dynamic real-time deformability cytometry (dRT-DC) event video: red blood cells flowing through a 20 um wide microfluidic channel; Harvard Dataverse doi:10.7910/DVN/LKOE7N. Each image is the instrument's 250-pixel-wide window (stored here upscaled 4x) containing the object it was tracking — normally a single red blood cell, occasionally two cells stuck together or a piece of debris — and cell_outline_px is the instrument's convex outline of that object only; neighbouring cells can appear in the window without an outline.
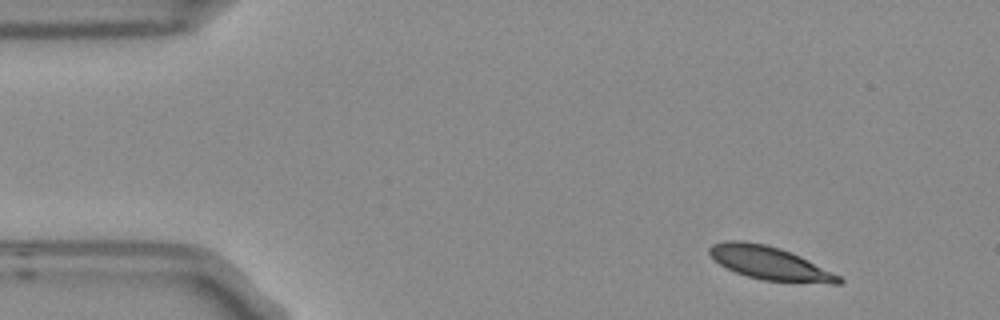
{"species": "Egyptian fruit bat (a non-hibernating species)", "species_latin": "Rousettus aegyptiacus", "temperature_condition": "room temperature", "stored_images_in_passage": 8, "camera_frame_rate_fps": 3000, "um_per_image_px": 0.085, "frame": {"image": 1, "passage_image": 1, "time_ms": 0.0, "image_size_px": [1000, 320], "cell_outline_px": [[844, 280], [840, 284], [832, 284], [764, 280], [748, 276], [736, 272], [720, 264], [708, 252], [708, 248], [712, 244], [724, 240], [740, 240], [764, 244], [780, 248], [800, 256], [840, 276]], "centroid_in_image_um": [65.42, 22.36], "position_along_channel_um": 19.6, "area_um2": 24.8}}
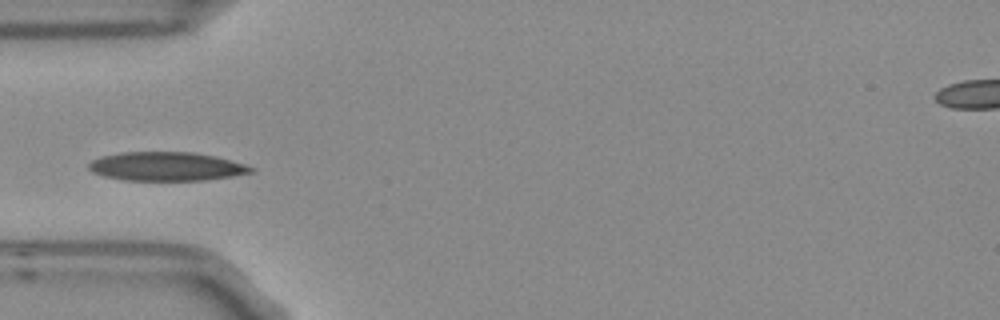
{"frame": {"image": 2, "passage_image": 4, "time_ms": 1.0, "image_size_px": [1000, 320], "cell_outline_px": [[256, 168], [252, 172], [232, 176], [204, 180], [124, 180], [104, 176], [92, 172], [88, 168], [88, 164], [92, 160], [100, 156], [120, 152], [196, 152], [216, 156], [244, 164]], "centroid_in_image_um": [14.12, 14.14], "position_along_channel_um": 70.9, "area_um2": 27.28}}
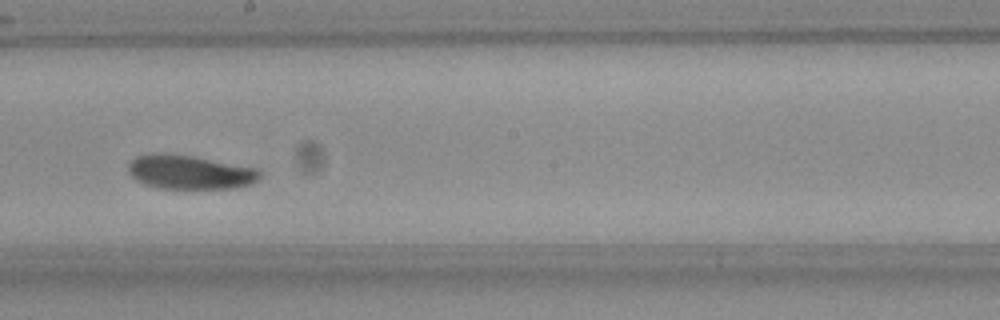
{"frame": {"image": 3, "passage_image": 8, "time_ms": 2.333, "image_size_px": [1000, 320], "cell_outline_px": [[264, 172], [252, 184], [232, 188], [156, 188], [144, 184], [136, 180], [128, 172], [128, 164], [136, 156], [192, 156], [260, 168]], "centroid_in_image_um": [16.23, 14.67], "position_along_channel_um": 232.0, "area_um2": 25.49}}